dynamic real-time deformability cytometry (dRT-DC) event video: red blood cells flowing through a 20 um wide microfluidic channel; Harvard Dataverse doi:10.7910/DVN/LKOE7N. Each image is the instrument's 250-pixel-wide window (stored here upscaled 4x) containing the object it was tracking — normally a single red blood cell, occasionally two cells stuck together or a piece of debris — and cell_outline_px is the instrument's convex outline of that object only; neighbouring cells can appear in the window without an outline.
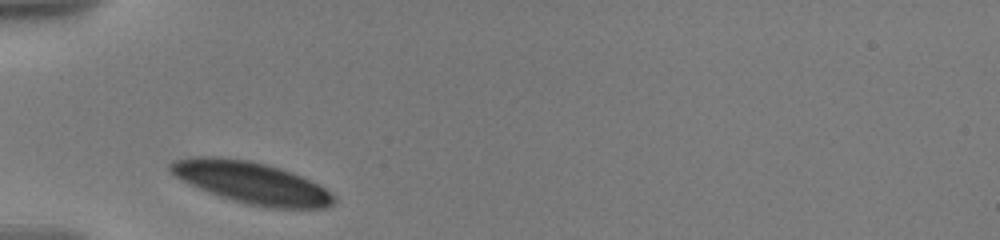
{"species": "human", "species_latin": "Homo sapiens", "temperature_condition": "warm", "stored_images_in_passage": 17, "camera_frame_rate_fps": 3000, "um_per_image_px": 0.085, "donor": {"sex": "male"}, "frame": {"image": 1, "passage_image": 1, "time_ms": 0.0, "image_size_px": [1000, 240], "cell_outline_px": [[336, 200], [332, 204], [324, 208], [272, 208], [248, 204], [208, 192], [176, 176], [168, 168], [168, 164], [176, 160], [188, 156], [220, 156], [248, 160], [280, 168], [292, 172], [332, 192], [336, 196]], "centroid_in_image_um": [21.38, 15.51], "position_along_channel_um": 63.6, "area_um2": 39.36}}
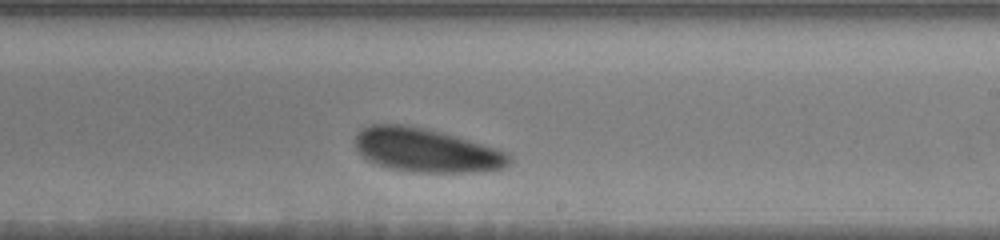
{"frame": {"image": 2, "passage_image": 10, "time_ms": 5.667, "image_size_px": [1000, 240], "cell_outline_px": [[512, 160], [504, 168], [484, 172], [408, 172], [388, 168], [376, 164], [368, 160], [356, 148], [356, 136], [364, 128], [372, 124], [400, 124], [424, 128], [456, 136], [496, 148], [504, 152]], "centroid_in_image_um": [36.24, 12.79], "position_along_channel_um": 252.8, "area_um2": 39.07}}
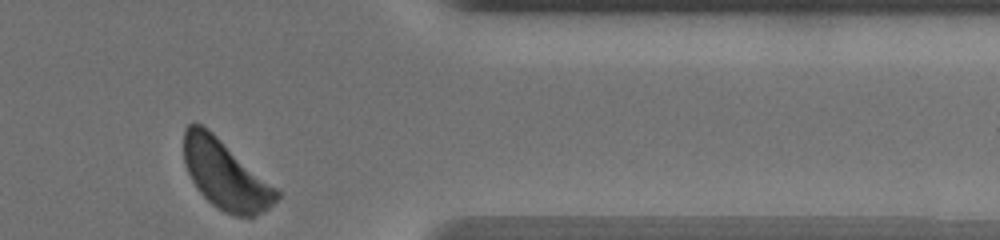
{"frame": {"image": 3, "passage_image": 17, "time_ms": 10.0, "image_size_px": [1000, 240], "cell_outline_px": [[280, 196], [268, 208], [256, 216], [236, 216], [224, 212], [212, 204], [196, 188], [184, 164], [184, 128], [188, 124], [200, 124], [208, 128], [276, 188], [280, 192]], "centroid_in_image_um": [19.14, 14.85], "position_along_channel_um": 392.3, "area_um2": 36.82}, "authors_computed_cell_mechanics": {"area_um2": 39.3618, "velocity_mm_per_s": 3.4591, "shape_relaxation_time_tau1_ms": 1.9594, "shape_relaxation_time_tau2_ms": null, "deformation_change_tau1": 0.0667, "deformation_change_tau2": null}}